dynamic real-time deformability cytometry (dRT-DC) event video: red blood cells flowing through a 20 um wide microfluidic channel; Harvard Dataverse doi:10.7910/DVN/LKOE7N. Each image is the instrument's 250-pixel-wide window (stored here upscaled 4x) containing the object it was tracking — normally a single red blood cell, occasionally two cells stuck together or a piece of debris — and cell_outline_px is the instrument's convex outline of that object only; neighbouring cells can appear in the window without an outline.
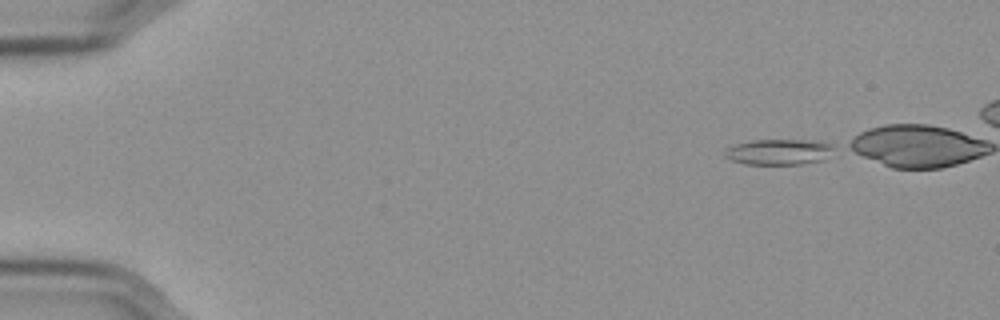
{"species": "Egyptian fruit bat (a non-hibernating species)", "species_latin": "Rousettus aegyptiacus", "temperature_condition": "cold", "stored_images_in_passage": 45, "camera_frame_rate_fps": 3000, "um_per_image_px": 0.085, "frame": {"image": 1, "passage_image": 1, "time_ms": 0.0, "image_size_px": [1000, 320], "cell_outline_px": [[836, 148], [824, 160], [804, 164], [744, 164], [732, 160], [724, 156], [724, 152], [728, 148], [736, 144], [752, 140], [820, 140], [832, 144]], "centroid_in_image_um": [66.27, 12.91], "position_along_channel_um": 18.7, "area_um2": 16.53}}
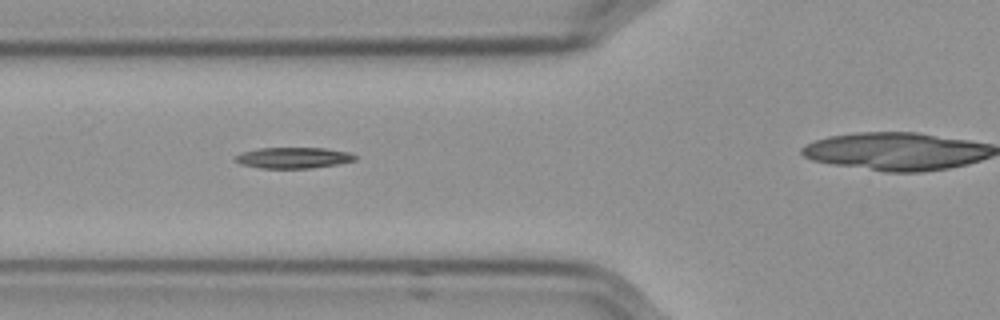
{"frame": {"image": 2, "passage_image": 17, "time_ms": 5.333, "image_size_px": [1000, 320], "cell_outline_px": [[356, 160], [336, 164], [312, 168], [260, 168], [240, 164], [232, 160], [232, 156], [240, 152], [260, 148], [324, 148], [348, 152], [356, 156]], "centroid_in_image_um": [24.84, 13.41], "position_along_channel_um": 101.0, "area_um2": 14.74}}
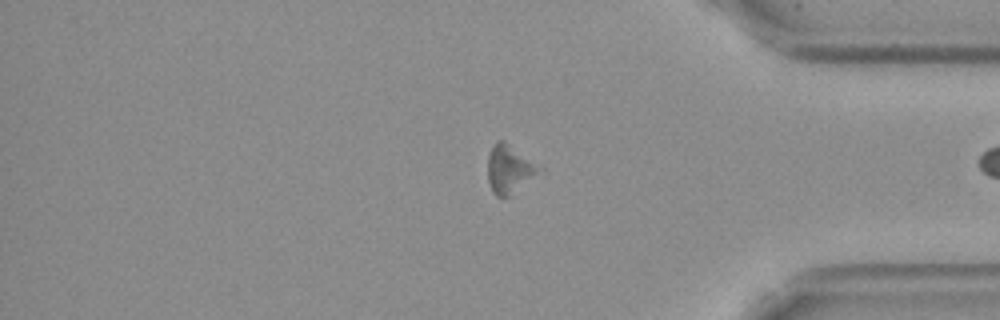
{"frame": {"image": 3, "passage_image": 43, "time_ms": 14.0, "image_size_px": [1000, 320], "cell_outline_px": [[544, 172], [508, 196], [496, 196], [492, 192], [488, 180], [488, 156], [492, 144], [496, 140], [504, 140], [544, 168]], "centroid_in_image_um": [43.33, 14.36], "position_along_channel_um": 391.9, "area_um2": 14.8}}